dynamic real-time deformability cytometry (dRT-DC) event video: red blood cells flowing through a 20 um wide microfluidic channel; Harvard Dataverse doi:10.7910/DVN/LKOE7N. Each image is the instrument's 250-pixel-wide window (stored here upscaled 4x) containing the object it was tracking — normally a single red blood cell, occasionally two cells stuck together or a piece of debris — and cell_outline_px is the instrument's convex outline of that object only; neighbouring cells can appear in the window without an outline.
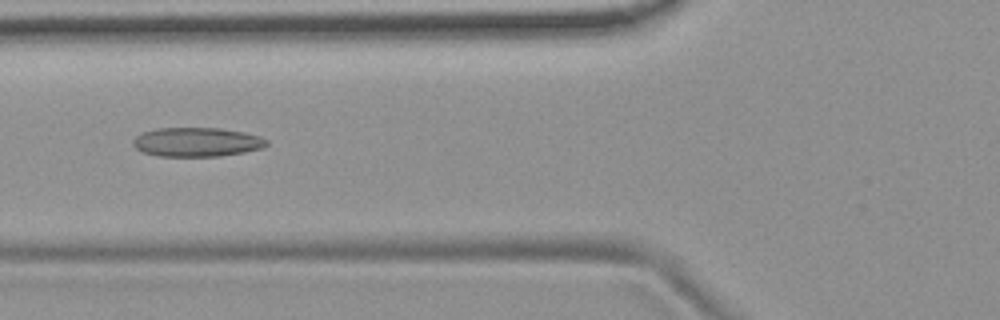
{"species": "common noctule bat (a hibernating species)", "species_latin": "Nyctalus noctula", "temperature_condition": "room temperature", "stored_images_in_passage": 51, "camera_frame_rate_fps": 3000, "um_per_image_px": 0.085, "animal": {"sex": "female", "body_mass_g": 19.9}, "frame": {"image": 1, "passage_image": 20, "time_ms": 6.333, "image_size_px": [1000, 320], "cell_outline_px": [[268, 144], [264, 148], [244, 152], [220, 156], [156, 156], [140, 152], [132, 144], [132, 140], [140, 132], [156, 128], [220, 128], [244, 132], [260, 136], [268, 140]], "centroid_in_image_um": [16.7, 12.07], "position_along_channel_um": 109.1, "area_um2": 23.0}}
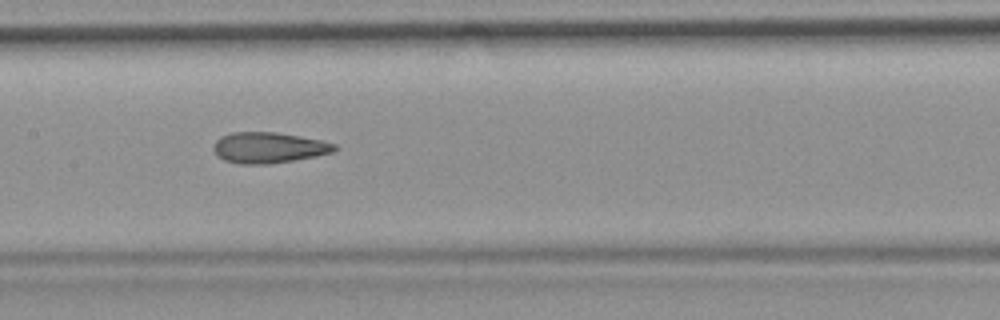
{"frame": {"image": 2, "passage_image": 26, "time_ms": 8.333, "image_size_px": [1000, 320], "cell_outline_px": [[340, 148], [332, 152], [316, 156], [268, 164], [240, 164], [224, 160], [216, 156], [212, 148], [216, 140], [220, 136], [232, 132], [276, 132], [300, 136], [320, 140], [336, 144]], "centroid_in_image_um": [22.81, 12.55], "position_along_channel_um": 184.6, "area_um2": 21.85}}
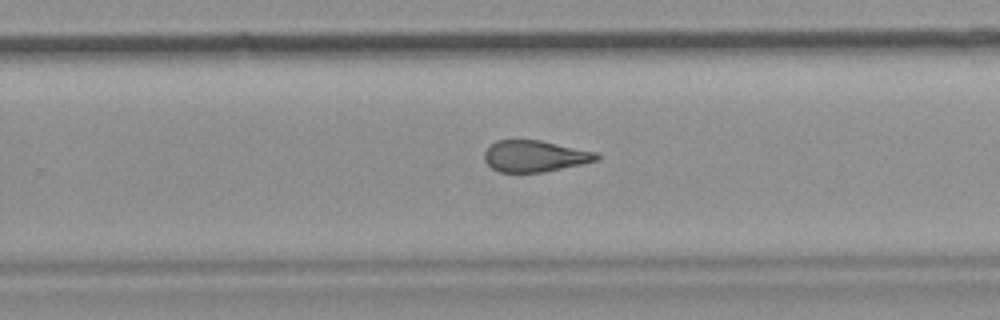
{"frame": {"image": 3, "passage_image": 34, "time_ms": 11.0, "image_size_px": [1000, 320], "cell_outline_px": [[600, 156], [596, 160], [580, 164], [544, 172], [500, 172], [492, 168], [484, 160], [484, 152], [496, 140], [540, 140], [600, 152]], "centroid_in_image_um": [45.48, 13.26], "position_along_channel_um": 284.3, "area_um2": 20.52}}